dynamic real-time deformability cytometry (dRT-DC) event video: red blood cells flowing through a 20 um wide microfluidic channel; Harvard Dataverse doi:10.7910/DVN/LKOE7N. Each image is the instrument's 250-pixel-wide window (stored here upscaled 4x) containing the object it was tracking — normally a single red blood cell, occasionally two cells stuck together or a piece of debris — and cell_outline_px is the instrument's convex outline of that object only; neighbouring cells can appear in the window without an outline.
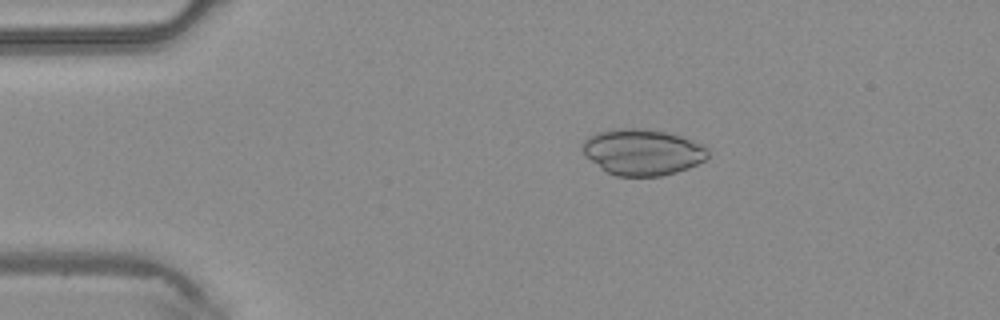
{"species": "common noctule bat (a hibernating species)", "species_latin": "Nyctalus noctula", "temperature_condition": "warm", "stored_images_in_passage": 41, "camera_frame_rate_fps": 3000, "um_per_image_px": 0.085, "animal": {"sex": "male", "body_mass_g": 20.4}, "frame": {"image": 1, "passage_image": 5, "time_ms": 1.333, "image_size_px": [1000, 320], "cell_outline_px": [[708, 156], [704, 160], [688, 168], [676, 172], [660, 176], [616, 176], [600, 168], [584, 156], [580, 144], [588, 136], [596, 132], [620, 128], [644, 128], [684, 136], [704, 144], [708, 148]], "centroid_in_image_um": [54.59, 12.91], "position_along_channel_um": 30.4, "area_um2": 34.1}}
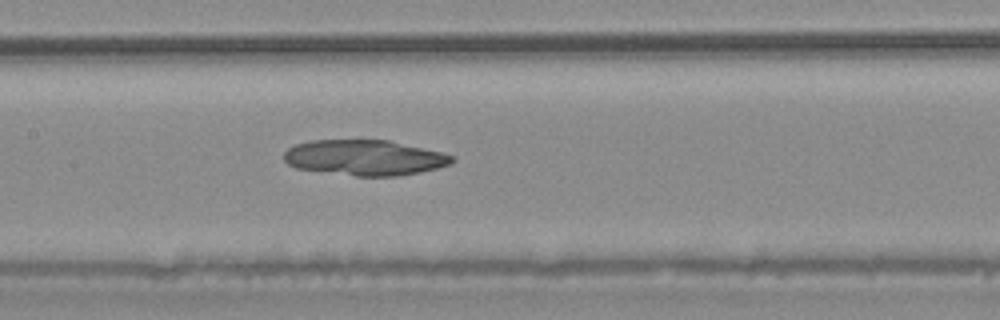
{"frame": {"image": 2, "passage_image": 18, "time_ms": 5.667, "image_size_px": [1000, 320], "cell_outline_px": [[456, 160], [452, 164], [420, 172], [396, 176], [356, 176], [296, 168], [288, 164], [284, 160], [284, 152], [288, 148], [296, 144], [312, 140], [388, 140], [440, 152], [456, 156]], "centroid_in_image_um": [31.01, 13.4], "position_along_channel_um": 176.4, "area_um2": 34.68}}
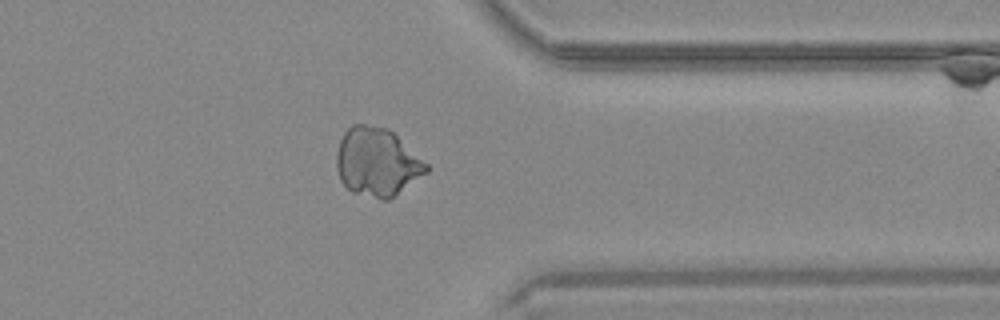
{"frame": {"image": 3, "passage_image": 32, "time_ms": 10.333, "image_size_px": [1000, 320], "cell_outline_px": [[432, 168], [428, 172], [388, 200], [380, 200], [352, 192], [340, 180], [336, 168], [336, 156], [340, 140], [344, 132], [352, 124], [364, 124], [388, 128], [428, 164]], "centroid_in_image_um": [32.05, 13.78], "position_along_channel_um": 379.4, "area_um2": 35.84}}